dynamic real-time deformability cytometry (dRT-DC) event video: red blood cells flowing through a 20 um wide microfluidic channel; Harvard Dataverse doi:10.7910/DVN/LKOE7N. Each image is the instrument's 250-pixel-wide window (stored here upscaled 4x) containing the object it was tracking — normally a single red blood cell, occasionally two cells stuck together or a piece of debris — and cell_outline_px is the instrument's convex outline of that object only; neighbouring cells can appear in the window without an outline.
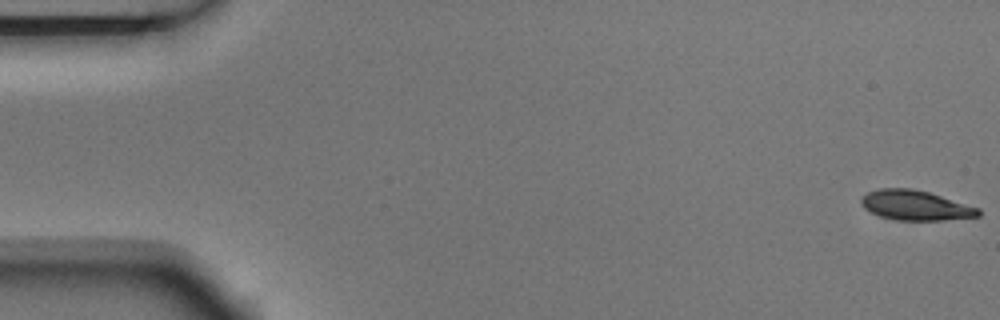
{"species": "Egyptian fruit bat (a non-hibernating species)", "species_latin": "Rousettus aegyptiacus", "temperature_condition": "room temperature", "stored_images_in_passage": 6, "camera_frame_rate_fps": 3000, "um_per_image_px": 0.085, "animal": {"sex": "male"}, "frame": {"image": 1, "passage_image": 1, "time_ms": 0.0, "image_size_px": [1000, 320], "cell_outline_px": [[980, 216], [944, 220], [896, 220], [880, 216], [864, 208], [860, 204], [860, 196], [876, 188], [912, 188], [928, 192], [980, 208]], "centroid_in_image_um": [77.77, 17.44], "position_along_channel_um": 7.2, "area_um2": 20.46}}
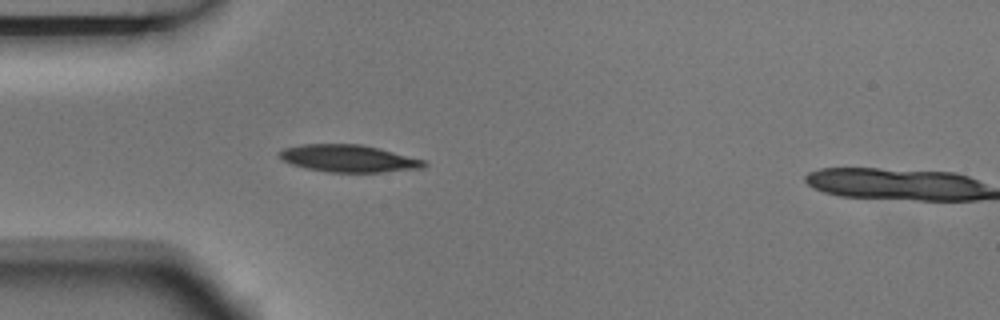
{"frame": {"image": 2, "passage_image": 5, "time_ms": 1.333, "image_size_px": [1000, 320], "cell_outline_px": [[428, 164], [424, 168], [380, 172], [328, 172], [308, 168], [292, 164], [280, 160], [276, 152], [284, 148], [304, 144], [360, 144], [380, 148], [428, 160]], "centroid_in_image_um": [29.66, 13.46], "position_along_channel_um": 55.3, "area_um2": 23.24}}